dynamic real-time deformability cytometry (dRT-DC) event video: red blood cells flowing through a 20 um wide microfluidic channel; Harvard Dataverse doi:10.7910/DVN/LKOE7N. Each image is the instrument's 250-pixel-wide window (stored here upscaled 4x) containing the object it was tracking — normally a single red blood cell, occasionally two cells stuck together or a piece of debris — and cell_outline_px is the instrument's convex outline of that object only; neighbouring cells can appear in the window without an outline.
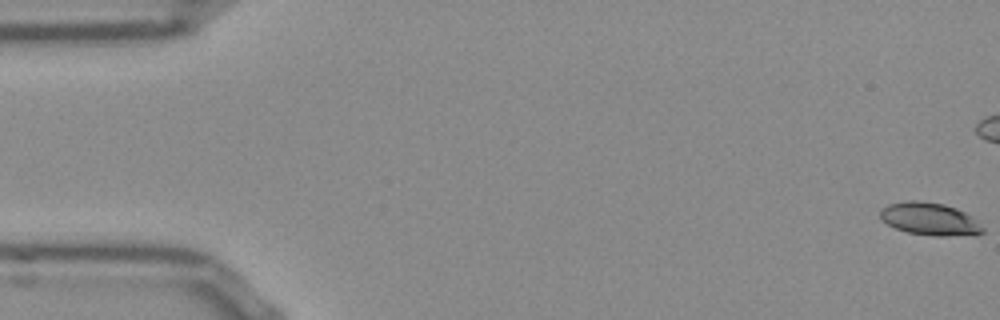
{"species": "Egyptian fruit bat (a non-hibernating species)", "species_latin": "Rousettus aegyptiacus", "temperature_condition": "room temperature", "stored_images_in_passage": 50, "camera_frame_rate_fps": 3000, "um_per_image_px": 0.085, "frame": {"image": 1, "passage_image": 1, "time_ms": 0.0, "image_size_px": [1000, 320], "cell_outline_px": [[984, 232], [976, 236], [936, 236], [908, 232], [896, 228], [888, 224], [880, 216], [880, 212], [888, 204], [908, 200], [920, 200], [944, 204], [956, 208], [972, 216], [984, 228]], "centroid_in_image_um": [79.1, 18.62], "position_along_channel_um": 5.9, "area_um2": 19.59}}
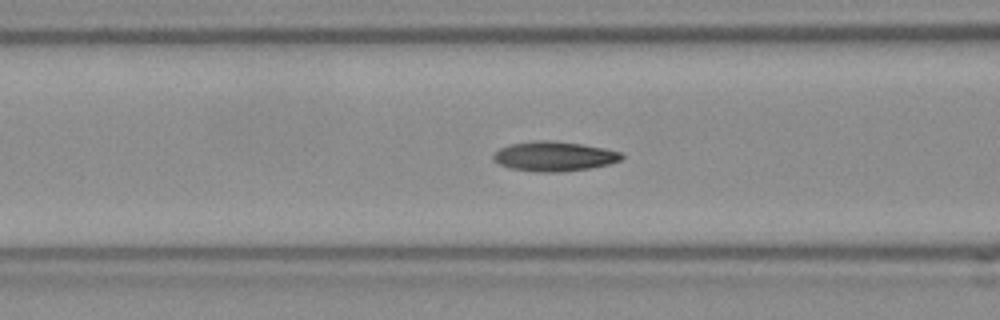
{"frame": {"image": 2, "passage_image": 21, "time_ms": 6.667, "image_size_px": [1000, 320], "cell_outline_px": [[624, 156], [620, 160], [608, 164], [588, 168], [560, 172], [540, 172], [508, 168], [492, 160], [492, 156], [500, 148], [508, 144], [532, 140], [552, 140], [580, 144], [604, 148], [620, 152]], "centroid_in_image_um": [47.05, 13.28], "position_along_channel_um": 119.6, "area_um2": 22.2}}
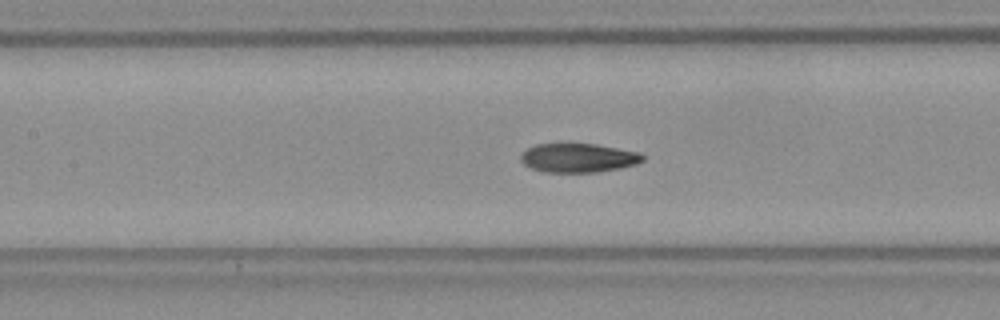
{"frame": {"image": 3, "passage_image": 24, "time_ms": 7.667, "image_size_px": [1000, 320], "cell_outline_px": [[644, 160], [636, 164], [620, 168], [596, 172], [544, 172], [532, 168], [524, 164], [520, 160], [520, 156], [528, 148], [536, 144], [596, 144], [640, 152], [644, 156]], "centroid_in_image_um": [49.17, 13.42], "position_along_channel_um": 158.2, "area_um2": 20.52}, "authors_computed_cell_mechanics": {"area_um2": 21.0103, "velocity_mm_per_s": 3.851, "shape_relaxation_time_tau1_ms": 6.9542, "shape_relaxation_time_tau2_ms": 2.3788, "deformation_change_tau1": 0.1955, "deformation_change_tau2": 0.0863}}